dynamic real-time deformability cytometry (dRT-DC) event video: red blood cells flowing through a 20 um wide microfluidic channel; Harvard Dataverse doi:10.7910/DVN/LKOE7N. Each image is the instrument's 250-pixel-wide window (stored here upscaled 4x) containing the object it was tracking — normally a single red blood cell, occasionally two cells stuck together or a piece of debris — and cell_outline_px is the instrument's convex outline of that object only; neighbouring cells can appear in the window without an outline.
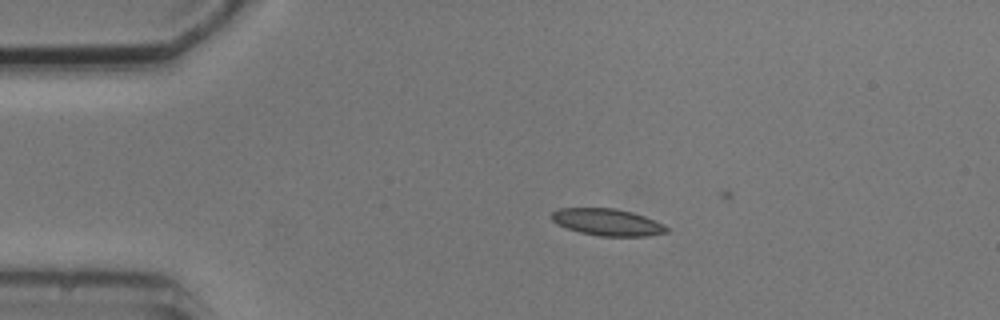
{"species": "common noctule bat (a hibernating species)", "species_latin": "Nyctalus noctula", "temperature_condition": "cold", "stored_images_in_passage": 3, "camera_frame_rate_fps": 3000, "um_per_image_px": 0.085, "animal": {"sex": "male", "body_mass_g": 20.5, "forearm_length_mm": 52.5}, "frame": {"image": 1, "passage_image": 2, "time_ms": 2.0, "image_size_px": [1000, 320], "cell_outline_px": [[668, 232], [648, 236], [600, 236], [580, 232], [556, 224], [552, 220], [552, 212], [556, 208], [612, 208], [632, 212], [644, 216], [664, 224], [668, 228]], "centroid_in_image_um": [51.62, 18.88], "position_along_channel_um": 33.4, "area_um2": 17.98}}